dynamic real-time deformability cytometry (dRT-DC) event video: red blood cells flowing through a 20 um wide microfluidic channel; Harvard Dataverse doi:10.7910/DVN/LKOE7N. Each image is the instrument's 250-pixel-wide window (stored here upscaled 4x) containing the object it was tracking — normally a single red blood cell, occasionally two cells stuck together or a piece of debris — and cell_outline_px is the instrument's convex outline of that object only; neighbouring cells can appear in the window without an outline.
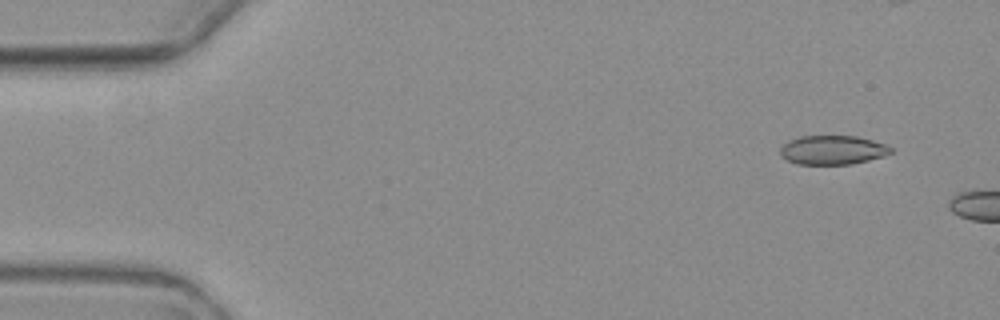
{"species": "common noctule bat (a hibernating species)", "species_latin": "Nyctalus noctula", "temperature_condition": "warm", "stored_images_in_passage": 5, "camera_frame_rate_fps": 3000, "um_per_image_px": 0.085, "animal": {"sex": "female", "body_mass_g": 19.3, "forearm_length_mm": 54.1}, "frame": {"image": 1, "passage_image": 1, "time_ms": 0.0, "image_size_px": [1000, 320], "cell_outline_px": [[892, 152], [884, 156], [852, 164], [796, 164], [780, 156], [780, 148], [788, 140], [800, 136], [856, 136], [888, 144], [892, 148]], "centroid_in_image_um": [70.77, 12.74], "position_along_channel_um": 14.2, "area_um2": 18.84}}